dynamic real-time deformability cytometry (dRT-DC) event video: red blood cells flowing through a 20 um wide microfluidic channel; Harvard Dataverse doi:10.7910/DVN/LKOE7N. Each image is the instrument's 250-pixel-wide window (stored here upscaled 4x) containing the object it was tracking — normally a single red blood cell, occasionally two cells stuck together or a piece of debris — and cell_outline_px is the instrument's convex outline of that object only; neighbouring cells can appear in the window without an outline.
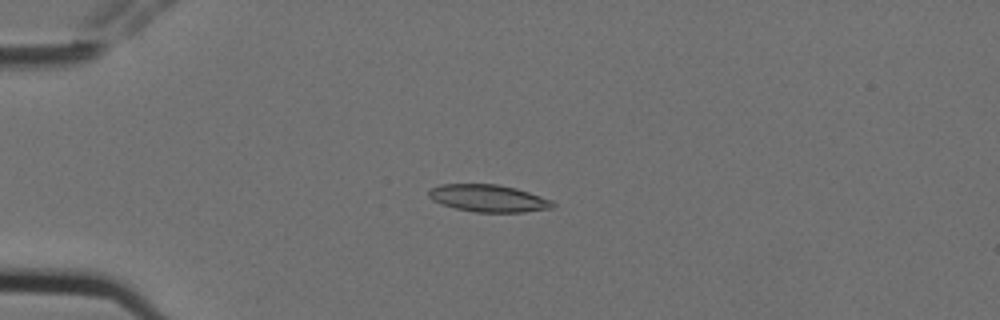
{"species": "Egyptian fruit bat (a non-hibernating species)", "species_latin": "Rousettus aegyptiacus", "temperature_condition": "cold", "stored_images_in_passage": 6, "camera_frame_rate_fps": 3000, "um_per_image_px": 0.085, "animal": {"sex": "female"}, "frame": {"image": 1, "passage_image": 5, "time_ms": 1.333, "image_size_px": [1000, 320], "cell_outline_px": [[556, 204], [552, 208], [524, 212], [476, 212], [456, 208], [440, 204], [432, 200], [428, 196], [428, 192], [432, 188], [440, 184], [496, 184], [516, 188], [552, 200]], "centroid_in_image_um": [41.51, 16.85], "position_along_channel_um": 43.5, "area_um2": 19.65}}